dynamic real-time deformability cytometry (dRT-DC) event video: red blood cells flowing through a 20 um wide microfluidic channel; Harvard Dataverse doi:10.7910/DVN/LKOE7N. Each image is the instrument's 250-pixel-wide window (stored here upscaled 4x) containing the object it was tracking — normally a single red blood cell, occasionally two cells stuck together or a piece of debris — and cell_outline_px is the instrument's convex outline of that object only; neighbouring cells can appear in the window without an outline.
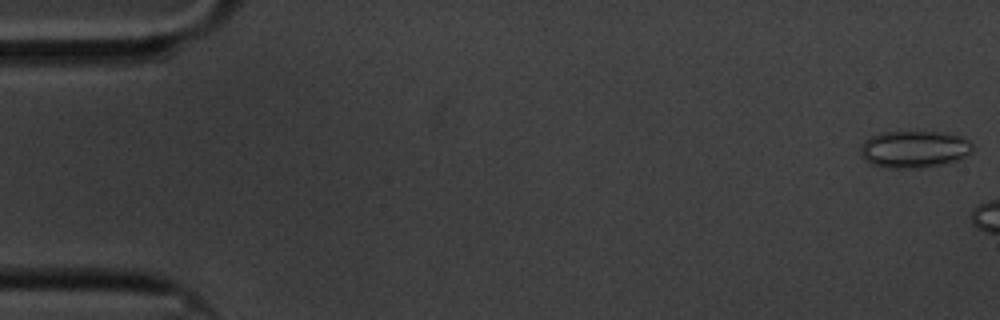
{"species": "common noctule bat (a hibernating species)", "species_latin": "Nyctalus noctula", "temperature_condition": "cold", "stored_images_in_passage": 6, "camera_frame_rate_fps": 3000, "um_per_image_px": 0.085, "animal": {"sex": "male", "body_mass_g": 20.1, "forearm_length_mm": 53.5}, "frame": {"image": 1, "passage_image": 1, "time_ms": 0.0, "image_size_px": [1000, 320], "cell_outline_px": [[972, 152], [956, 160], [944, 164], [920, 168], [888, 168], [872, 164], [864, 160], [860, 156], [860, 144], [864, 140], [880, 132], [944, 132], [964, 136], [972, 144]], "centroid_in_image_um": [77.68, 12.68], "position_along_channel_um": 7.3, "area_um2": 24.51}}